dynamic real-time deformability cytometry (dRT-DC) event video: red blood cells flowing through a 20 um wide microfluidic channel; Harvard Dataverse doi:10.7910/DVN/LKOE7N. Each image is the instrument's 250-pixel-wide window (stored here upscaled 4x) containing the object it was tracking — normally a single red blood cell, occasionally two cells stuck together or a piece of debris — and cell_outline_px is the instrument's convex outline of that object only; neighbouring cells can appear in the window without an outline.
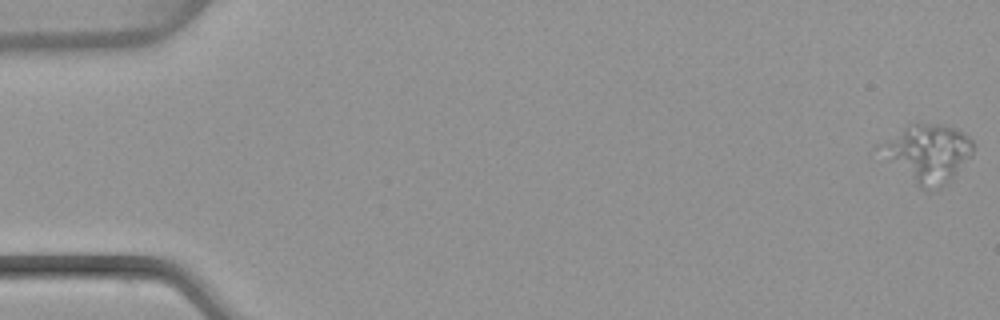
{"species": "common noctule bat (a hibernating species)", "species_latin": "Nyctalus noctula", "temperature_condition": "warm", "stored_images_in_passage": 51, "camera_frame_rate_fps": 3000, "um_per_image_px": 0.085, "animal": {"sex": "female", "body_mass_g": 22.7, "forearm_length_mm": 54.2}, "frame": {"image": 1, "passage_image": 1, "time_ms": 0.0, "image_size_px": [1000, 320], "cell_outline_px": [[976, 144], [972, 156], [948, 184], [932, 192], [920, 188], [868, 152], [876, 144], [908, 124], [940, 124], [960, 128]], "centroid_in_image_um": [78.72, 13.06], "position_along_channel_um": 6.3, "area_um2": 33.76}}
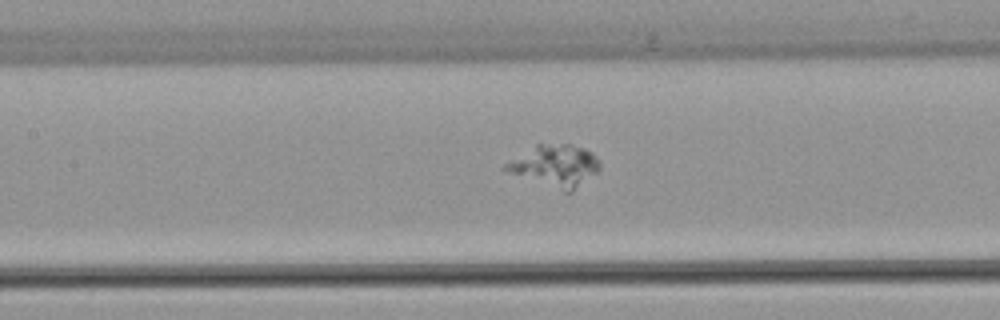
{"frame": {"image": 2, "passage_image": 24, "time_ms": 7.667, "image_size_px": [1000, 320], "cell_outline_px": [[600, 168], [596, 172], [572, 192], [564, 192], [504, 172], [500, 168], [508, 160], [536, 144], [572, 144], [584, 148], [592, 152], [600, 160]], "centroid_in_image_um": [47.12, 14.09], "position_along_channel_um": 160.3, "area_um2": 23.35}}
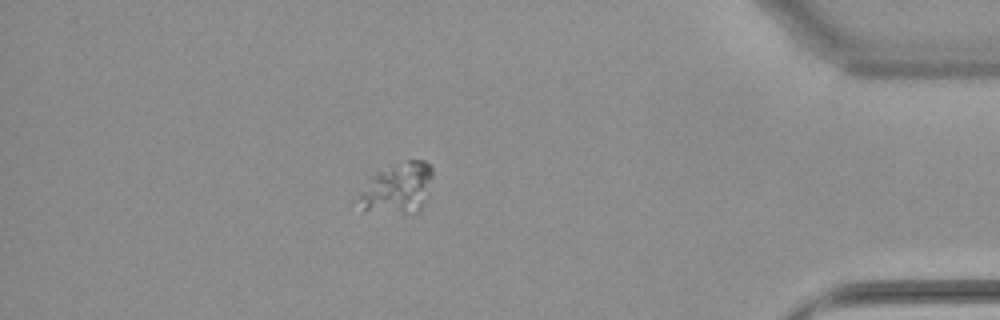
{"frame": {"image": 3, "passage_image": 45, "time_ms": 14.667, "image_size_px": [1000, 320], "cell_outline_px": [[432, 176], [424, 200], [420, 208], [416, 212], [400, 212], [364, 208], [360, 196], [376, 168], [408, 160], [424, 160], [432, 168]], "centroid_in_image_um": [33.84, 15.88], "position_along_channel_um": 401.4, "area_um2": 20.87}}